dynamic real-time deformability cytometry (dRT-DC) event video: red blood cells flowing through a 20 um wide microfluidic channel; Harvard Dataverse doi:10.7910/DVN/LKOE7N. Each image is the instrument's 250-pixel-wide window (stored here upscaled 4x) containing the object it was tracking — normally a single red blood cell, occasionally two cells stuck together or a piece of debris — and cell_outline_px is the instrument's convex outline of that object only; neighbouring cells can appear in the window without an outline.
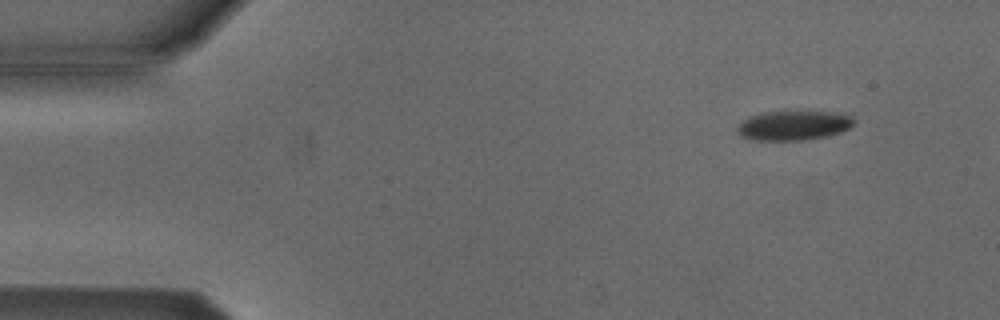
{"species": "Egyptian fruit bat (a non-hibernating species)", "species_latin": "Rousettus aegyptiacus", "temperature_condition": "cold", "stored_images_in_passage": 12, "camera_frame_rate_fps": 3000, "um_per_image_px": 0.085, "animal": {"sex": "male"}, "frame": {"image": 1, "passage_image": 6, "time_ms": 1.667, "image_size_px": [1000, 320], "cell_outline_px": [[856, 124], [840, 132], [828, 136], [804, 140], [748, 140], [740, 136], [736, 132], [736, 128], [744, 120], [752, 116], [764, 112], [832, 112], [852, 116], [856, 120]], "centroid_in_image_um": [67.46, 10.68], "position_along_channel_um": 17.5, "area_um2": 20.06}}